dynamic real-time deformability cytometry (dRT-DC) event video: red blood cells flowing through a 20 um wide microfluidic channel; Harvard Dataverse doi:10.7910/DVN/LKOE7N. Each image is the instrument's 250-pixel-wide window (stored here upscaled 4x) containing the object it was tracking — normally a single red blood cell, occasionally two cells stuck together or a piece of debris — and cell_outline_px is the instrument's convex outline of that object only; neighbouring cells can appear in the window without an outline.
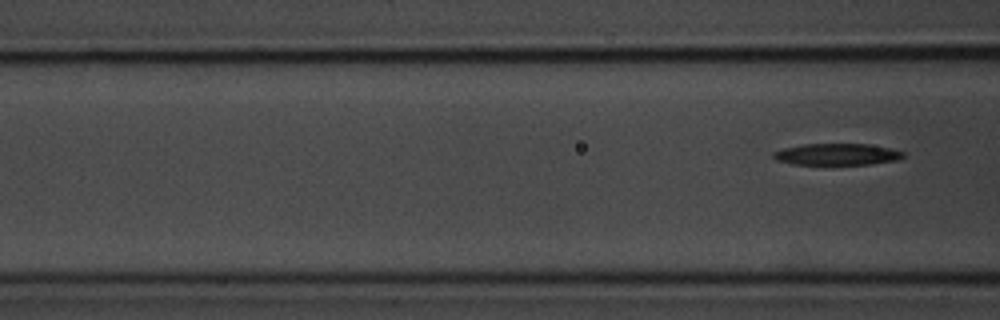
{"species": "common noctule bat (a hibernating species)", "species_latin": "Nyctalus noctula", "temperature_condition": "room temperature", "stored_images_in_passage": 6, "segment_of_instrument_passage": [2, 2], "camera_frame_rate_fps": 3000, "um_per_image_px": 0.085, "animal": {"sex": "male", "body_mass_g": 20.1, "forearm_length_mm": 53.5}, "frame": {"image": 1, "passage_image": 6, "time_ms": 6.667, "image_size_px": [1000, 320], "cell_outline_px": [[904, 156], [896, 160], [868, 164], [792, 164], [776, 160], [772, 156], [772, 152], [784, 148], [804, 144], [868, 144], [892, 148], [904, 152]], "centroid_in_image_um": [71.13, 13.11], "position_along_channel_um": 95.5, "area_um2": 16.24}}